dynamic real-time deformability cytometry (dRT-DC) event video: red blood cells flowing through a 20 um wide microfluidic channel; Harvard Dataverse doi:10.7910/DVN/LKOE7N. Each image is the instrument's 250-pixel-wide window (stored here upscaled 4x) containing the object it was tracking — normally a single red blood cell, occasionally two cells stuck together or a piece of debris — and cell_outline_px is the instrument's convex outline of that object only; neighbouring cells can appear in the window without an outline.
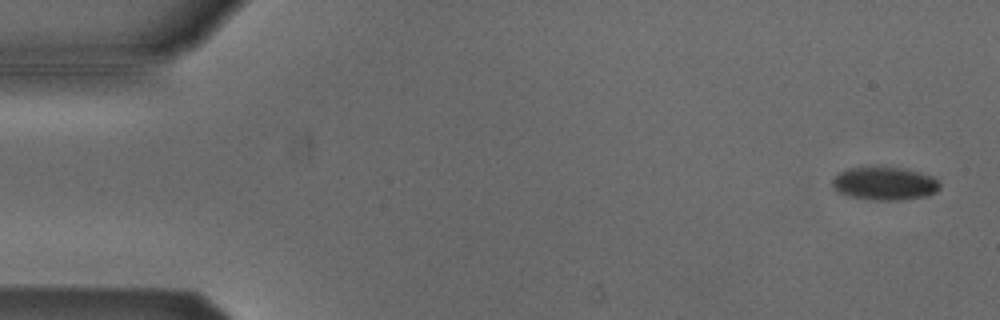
{"species": "Egyptian fruit bat (a non-hibernating species)", "species_latin": "Rousettus aegyptiacus", "temperature_condition": "cold", "stored_images_in_passage": 21, "camera_frame_rate_fps": 3000, "um_per_image_px": 0.085, "animal": {"sex": "male"}, "frame": {"image": 1, "passage_image": 2, "time_ms": 0.333, "image_size_px": [1000, 320], "cell_outline_px": [[940, 188], [936, 192], [928, 196], [904, 200], [872, 200], [852, 196], [836, 192], [832, 188], [832, 180], [840, 172], [848, 168], [904, 168], [920, 172], [932, 176], [940, 184]], "centroid_in_image_um": [75.21, 15.62], "position_along_channel_um": 9.8, "area_um2": 20.69}}
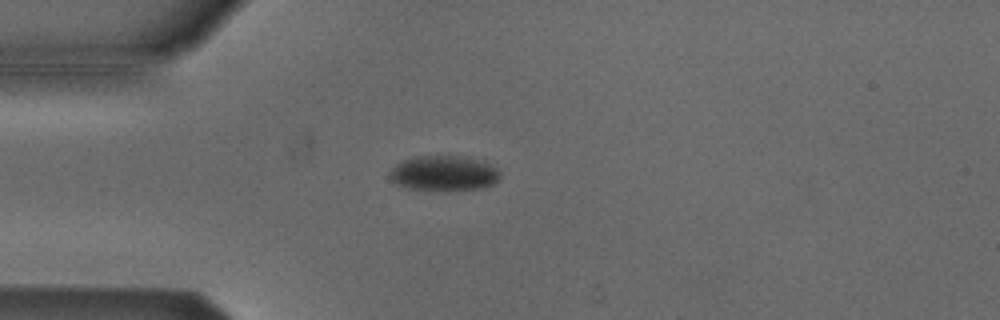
{"frame": {"image": 2, "passage_image": 14, "time_ms": 4.333, "image_size_px": [1000, 320], "cell_outline_px": [[500, 176], [492, 184], [484, 188], [448, 192], [444, 192], [408, 188], [396, 184], [388, 176], [388, 172], [396, 164], [404, 160], [416, 156], [460, 156], [484, 160], [496, 168], [500, 172]], "centroid_in_image_um": [37.73, 14.75], "position_along_channel_um": 47.3, "area_um2": 23.18}}
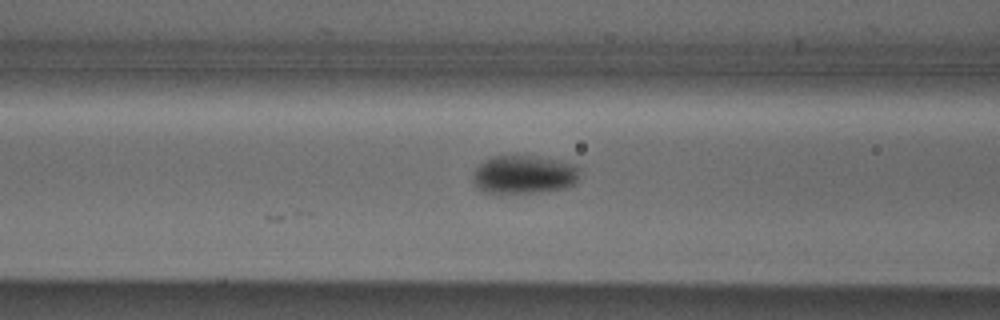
{"frame": {"image": 3, "passage_image": 21, "time_ms": 6.667, "image_size_px": [1000, 320], "cell_outline_px": [[580, 172], [576, 180], [568, 188], [540, 192], [484, 192], [476, 188], [472, 180], [472, 172], [476, 164], [492, 156], [516, 152], [560, 160], [576, 164], [580, 168]], "centroid_in_image_um": [44.5, 14.77], "position_along_channel_um": 122.1, "area_um2": 24.97}}